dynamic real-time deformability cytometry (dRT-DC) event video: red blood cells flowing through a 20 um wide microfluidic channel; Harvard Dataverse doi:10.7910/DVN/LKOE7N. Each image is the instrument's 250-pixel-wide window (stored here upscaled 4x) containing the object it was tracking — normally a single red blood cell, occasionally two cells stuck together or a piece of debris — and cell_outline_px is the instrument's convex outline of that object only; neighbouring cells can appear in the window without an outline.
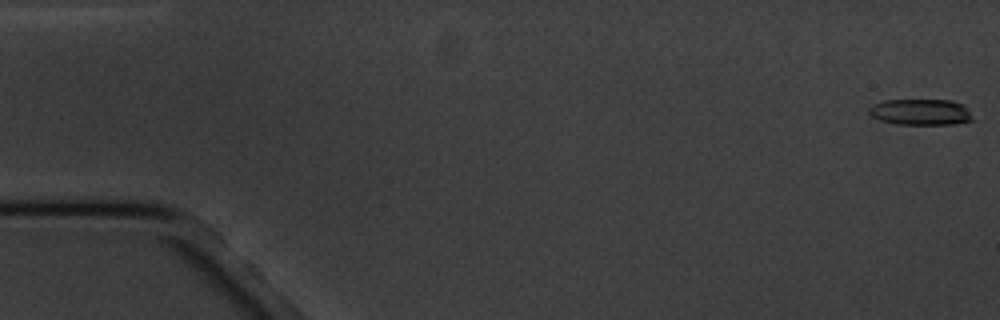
{"species": "common noctule bat (a hibernating species)", "species_latin": "Nyctalus noctula", "temperature_condition": "cold", "stored_images_in_passage": 4, "camera_frame_rate_fps": 3000, "um_per_image_px": 0.085, "animal": {"sex": "male", "body_mass_g": 20.1, "forearm_length_mm": 53.5}, "frame": {"image": 1, "passage_image": 1, "time_ms": 0.0, "image_size_px": [1000, 320], "cell_outline_px": [[972, 120], [952, 124], [896, 124], [880, 120], [872, 116], [868, 112], [868, 108], [872, 104], [884, 100], [952, 100], [964, 104], [972, 116]], "centroid_in_image_um": [78.23, 9.51], "position_along_channel_um": 6.8, "area_um2": 15.78}}
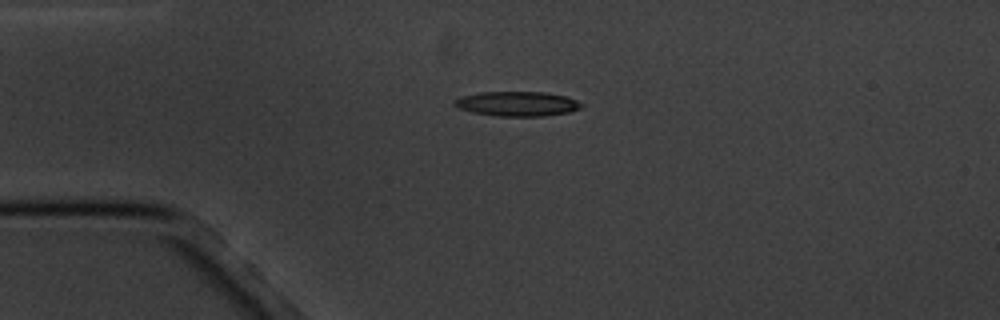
{"frame": {"image": 2, "passage_image": 4, "time_ms": 4.333, "image_size_px": [1000, 320], "cell_outline_px": [[584, 104], [580, 108], [568, 112], [544, 116], [496, 116], [472, 112], [456, 108], [452, 104], [452, 100], [460, 96], [480, 92], [544, 92], [568, 96]], "centroid_in_image_um": [43.91, 8.82], "position_along_channel_um": 41.1, "area_um2": 18.5}}